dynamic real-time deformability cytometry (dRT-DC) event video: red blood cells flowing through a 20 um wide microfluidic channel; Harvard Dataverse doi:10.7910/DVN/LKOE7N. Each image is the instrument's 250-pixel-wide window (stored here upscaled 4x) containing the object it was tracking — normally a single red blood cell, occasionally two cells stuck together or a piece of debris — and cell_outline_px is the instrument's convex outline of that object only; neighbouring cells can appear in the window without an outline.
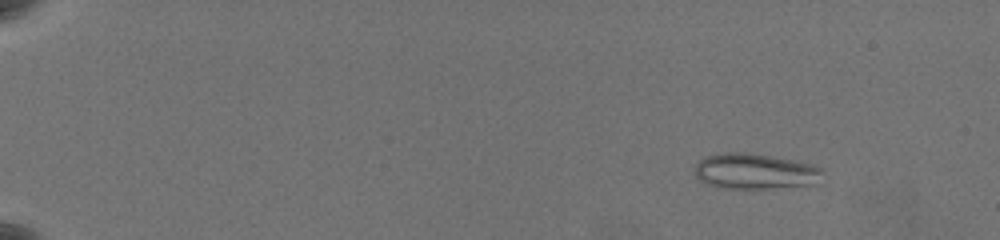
{"species": "common noctule bat (a hibernating species)", "species_latin": "Nyctalus noctula", "temperature_condition": "warm", "stored_images_in_passage": 63, "camera_frame_rate_fps": 3000, "um_per_image_px": 0.085, "animal": {"sex": "female", "body_mass_g": 19.5, "forearm_length_mm": 54.1}, "frame": {"image": 1, "passage_image": 9, "time_ms": 2.667, "image_size_px": [1000, 240], "cell_outline_px": [[824, 172], [816, 184], [768, 188], [724, 188], [708, 184], [700, 180], [692, 172], [696, 164], [704, 156], [724, 152], [744, 152], [772, 156], [812, 164], [820, 168]], "centroid_in_image_um": [64.14, 14.55], "position_along_channel_um": 20.9, "area_um2": 26.53}}
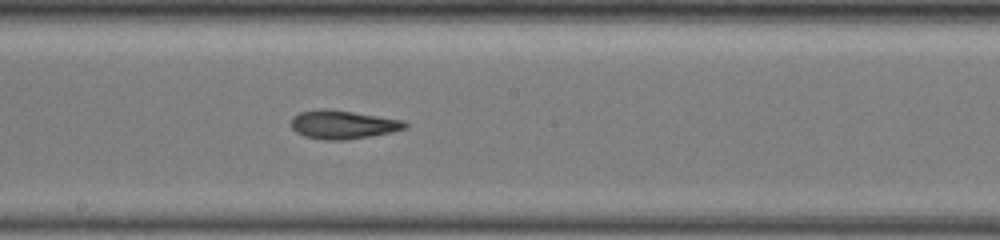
{"frame": {"image": 2, "passage_image": 39, "time_ms": 12.667, "image_size_px": [1000, 240], "cell_outline_px": [[408, 128], [392, 132], [348, 140], [324, 140], [304, 136], [296, 132], [292, 128], [292, 116], [300, 112], [320, 108], [328, 108], [404, 120], [408, 124]], "centroid_in_image_um": [29.16, 10.59], "position_along_channel_um": 219.0, "area_um2": 19.13}}
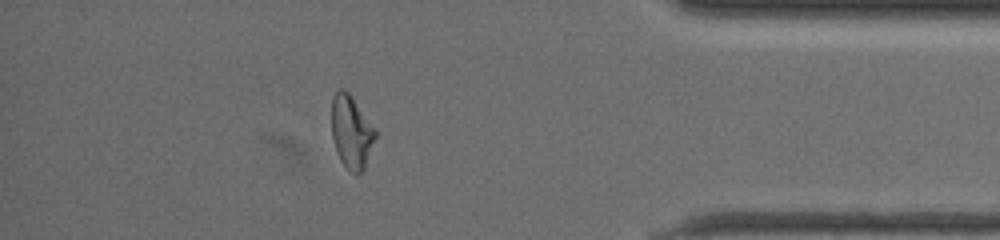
{"frame": {"image": 3, "passage_image": 57, "time_ms": 18.667, "image_size_px": [1000, 240], "cell_outline_px": [[376, 136], [364, 168], [356, 176], [348, 172], [340, 160], [336, 152], [332, 136], [332, 96], [340, 88], [344, 88], [352, 96], [376, 128]], "centroid_in_image_um": [29.86, 11.22], "position_along_channel_um": 405.3, "area_um2": 18.84}, "authors_computed_cell_mechanics": {"area_um2": 19.4786, "velocity_mm_per_s": 3.5404, "shape_relaxation_time_tau1_ms": 7.0036, "shape_relaxation_time_tau2_ms": 3.8041, "deformation_change_tau1": 0.1839, "deformation_change_tau2": 0.1344}}